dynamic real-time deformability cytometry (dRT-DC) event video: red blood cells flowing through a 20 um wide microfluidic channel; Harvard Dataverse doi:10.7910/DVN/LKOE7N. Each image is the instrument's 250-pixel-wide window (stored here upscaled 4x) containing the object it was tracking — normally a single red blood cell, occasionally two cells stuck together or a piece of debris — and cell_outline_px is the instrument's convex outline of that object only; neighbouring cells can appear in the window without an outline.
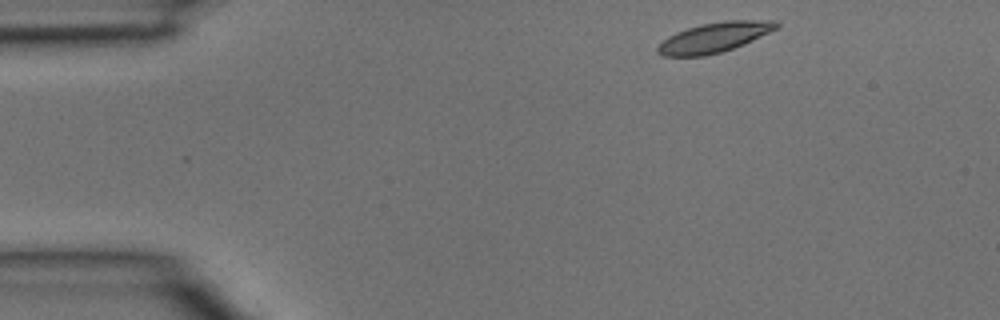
{"species": "common noctule bat (a hibernating species)", "species_latin": "Nyctalus noctula", "temperature_condition": "room temperature", "stored_images_in_passage": 2, "camera_frame_rate_fps": 3000, "um_per_image_px": 0.085, "animal": {"sex": "male", "body_mass_g": 15.6}, "frame": {"image": 1, "passage_image": 1, "time_ms": 0.0, "image_size_px": [1000, 320], "cell_outline_px": [[780, 24], [776, 28], [744, 44], [720, 52], [704, 56], [664, 56], [656, 52], [656, 48], [668, 36], [676, 32], [700, 24], [724, 20], [776, 20]], "centroid_in_image_um": [60.69, 3.17], "position_along_channel_um": 24.3, "area_um2": 20.52}}